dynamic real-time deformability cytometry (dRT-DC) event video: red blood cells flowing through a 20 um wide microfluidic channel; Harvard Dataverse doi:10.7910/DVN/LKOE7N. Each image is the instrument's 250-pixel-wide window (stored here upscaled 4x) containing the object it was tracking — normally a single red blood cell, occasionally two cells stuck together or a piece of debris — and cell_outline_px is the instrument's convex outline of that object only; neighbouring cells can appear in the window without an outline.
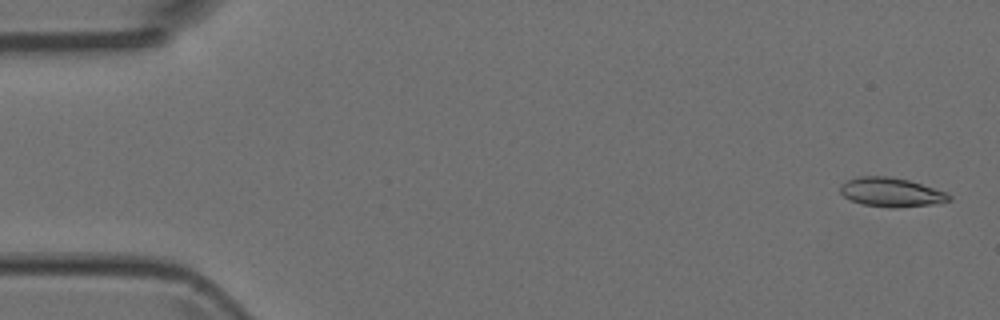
{"species": "Egyptian fruit bat (a non-hibernating species)", "species_latin": "Rousettus aegyptiacus", "temperature_condition": "room temperature", "stored_images_in_passage": 5, "camera_frame_rate_fps": 3000, "um_per_image_px": 0.085, "animal": {"sex": "female"}, "frame": {"image": 1, "passage_image": 1, "time_ms": 0.0, "image_size_px": [1000, 320], "cell_outline_px": [[952, 200], [932, 204], [896, 208], [892, 208], [864, 204], [852, 200], [844, 196], [840, 192], [840, 184], [848, 180], [860, 176], [888, 176], [908, 180], [944, 192], [952, 196]], "centroid_in_image_um": [75.73, 16.34], "position_along_channel_um": 9.3, "area_um2": 18.15}}
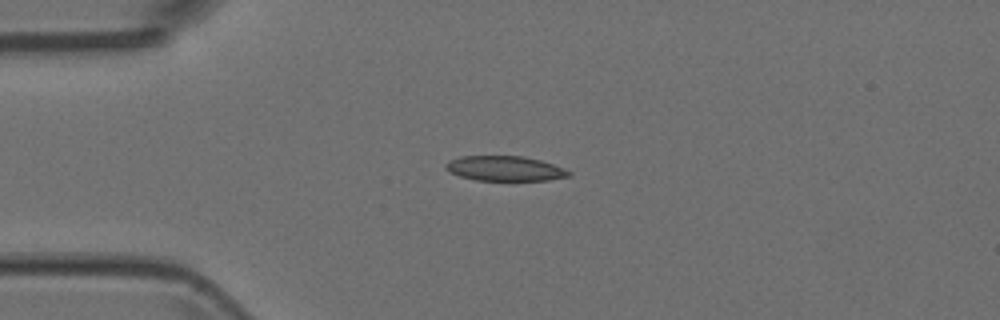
{"frame": {"image": 2, "passage_image": 4, "time_ms": 1.0, "image_size_px": [1000, 320], "cell_outline_px": [[572, 176], [548, 180], [476, 180], [460, 176], [448, 172], [444, 168], [444, 164], [448, 160], [460, 156], [520, 156], [540, 160], [564, 168], [572, 172]], "centroid_in_image_um": [42.88, 14.32], "position_along_channel_um": 42.1, "area_um2": 17.98}}